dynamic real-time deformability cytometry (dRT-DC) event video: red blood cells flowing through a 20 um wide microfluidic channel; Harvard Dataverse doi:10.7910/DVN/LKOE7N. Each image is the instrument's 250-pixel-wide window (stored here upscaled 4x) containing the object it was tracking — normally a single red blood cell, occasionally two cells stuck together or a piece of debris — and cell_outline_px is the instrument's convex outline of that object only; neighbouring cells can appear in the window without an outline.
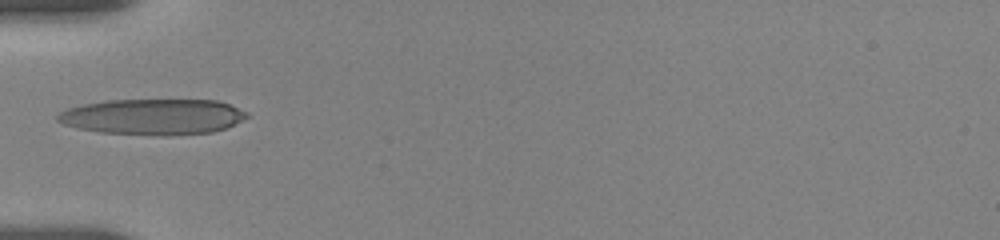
{"species": "human", "species_latin": "Homo sapiens", "temperature_condition": "room temperature", "stored_images_in_passage": 51, "camera_frame_rate_fps": 3000, "um_per_image_px": 0.085, "donor": {"sex": "female"}, "frame": {"image": 1, "passage_image": 1, "time_ms": 0.0, "image_size_px": [1000, 240], "cell_outline_px": [[248, 116], [224, 128], [212, 132], [172, 136], [160, 136], [100, 132], [76, 128], [64, 124], [56, 120], [56, 116], [60, 112], [68, 108], [84, 104], [104, 100], [216, 100], [228, 104], [248, 112]], "centroid_in_image_um": [12.96, 9.93], "position_along_channel_um": 72.0, "area_um2": 39.54}}
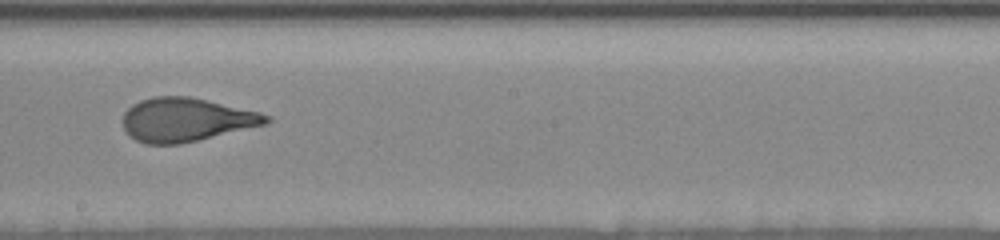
{"frame": {"image": 2, "passage_image": 23, "time_ms": 4.333, "image_size_px": [1000, 240], "cell_outline_px": [[272, 120], [268, 124], [180, 144], [144, 144], [128, 136], [120, 120], [124, 112], [132, 104], [140, 100], [152, 96], [188, 96], [260, 112], [272, 116]], "centroid_in_image_um": [15.79, 10.18], "position_along_channel_um": 232.4, "area_um2": 36.82}}
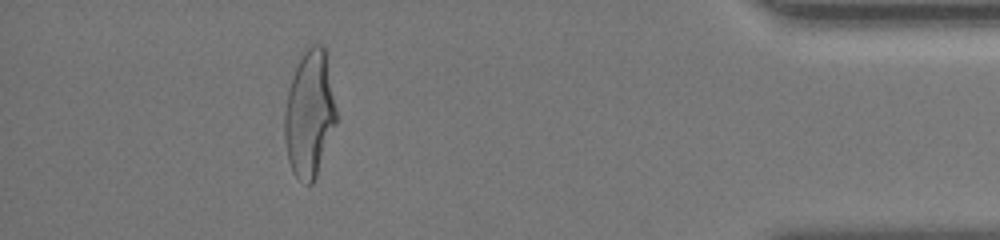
{"frame": {"image": 3, "passage_image": 47, "time_ms": 10.333, "image_size_px": [1000, 240], "cell_outline_px": [[336, 124], [316, 176], [312, 184], [308, 184], [300, 180], [292, 172], [288, 160], [284, 140], [284, 112], [288, 88], [300, 52], [308, 44], [320, 44], [324, 48], [336, 108]], "centroid_in_image_um": [26.27, 9.65], "position_along_channel_um": 408.9, "area_um2": 38.38}, "authors_computed_cell_mechanics": {"area_um2": 36.5874, "velocity_mm_per_s": 3.6773, "shape_relaxation_time_tau1_ms": 6.1077, "shape_relaxation_time_tau2_ms": 0.9944, "deformation_change_tau1": 0.2404, "deformation_change_tau2": 0.0869}}